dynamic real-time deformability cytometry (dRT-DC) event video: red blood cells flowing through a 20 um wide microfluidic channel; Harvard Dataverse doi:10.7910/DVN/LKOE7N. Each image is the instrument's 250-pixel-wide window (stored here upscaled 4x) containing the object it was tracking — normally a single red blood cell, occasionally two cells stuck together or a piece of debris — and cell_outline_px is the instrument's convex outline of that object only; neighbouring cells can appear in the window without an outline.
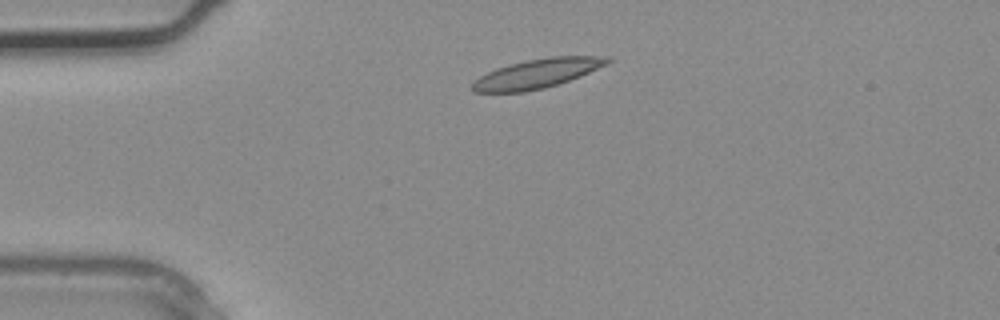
{"species": "common noctule bat (a hibernating species)", "species_latin": "Nyctalus noctula", "temperature_condition": "warm", "stored_images_in_passage": 3, "camera_frame_rate_fps": 3000, "um_per_image_px": 0.085, "animal": {"sex": "male", "body_mass_g": 20.4}, "frame": {"image": 1, "passage_image": 3, "time_ms": 0.667, "image_size_px": [1000, 320], "cell_outline_px": [[612, 60], [608, 64], [580, 76], [544, 88], [524, 92], [472, 92], [472, 84], [480, 76], [496, 68], [508, 64], [528, 60], [552, 56], [612, 56]], "centroid_in_image_um": [45.68, 6.24], "position_along_channel_um": 39.3, "area_um2": 22.89}}